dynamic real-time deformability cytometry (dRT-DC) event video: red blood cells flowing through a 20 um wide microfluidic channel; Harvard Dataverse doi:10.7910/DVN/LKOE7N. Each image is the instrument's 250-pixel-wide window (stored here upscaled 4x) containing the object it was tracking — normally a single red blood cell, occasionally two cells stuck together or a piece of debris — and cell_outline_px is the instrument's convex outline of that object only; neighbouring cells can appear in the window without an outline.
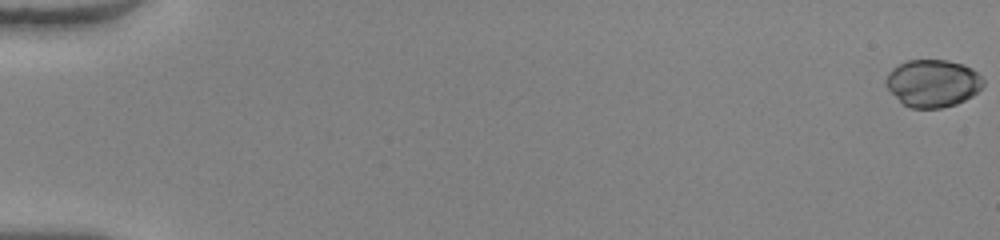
{"species": "human", "species_latin": "Homo sapiens", "temperature_condition": "warm", "stored_images_in_passage": 52, "camera_frame_rate_fps": 3000, "um_per_image_px": 0.085, "donor": {"sex": "female"}, "frame": {"image": 1, "passage_image": 1, "time_ms": 0.0, "image_size_px": [1000, 240], "cell_outline_px": [[984, 84], [972, 96], [956, 104], [940, 108], [912, 108], [904, 104], [884, 84], [884, 80], [888, 72], [892, 68], [908, 60], [948, 60], [964, 64], [972, 68], [984, 80]], "centroid_in_image_um": [79.28, 7.06], "position_along_channel_um": 5.7, "area_um2": 26.82}}
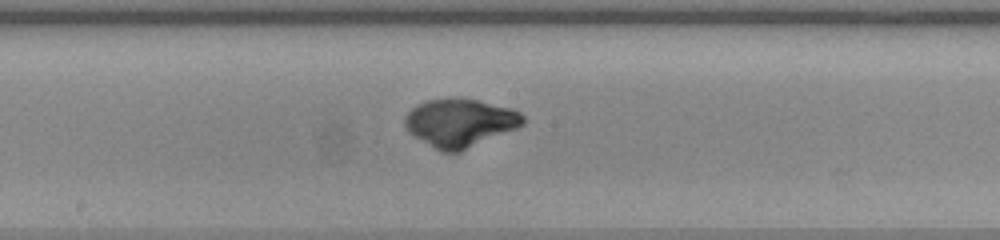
{"frame": {"image": 2, "passage_image": 30, "time_ms": 9.667, "image_size_px": [1000, 240], "cell_outline_px": [[524, 124], [516, 128], [460, 152], [440, 152], [412, 136], [408, 132], [404, 124], [404, 116], [416, 104], [424, 100], [476, 100], [512, 108], [520, 112], [524, 116]], "centroid_in_image_um": [39.06, 10.47], "position_along_channel_um": 209.1, "area_um2": 32.89}}
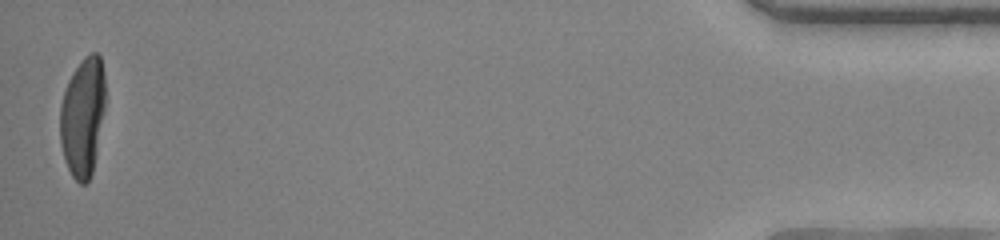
{"frame": {"image": 3, "passage_image": 52, "time_ms": 17.0, "image_size_px": [1000, 240], "cell_outline_px": [[104, 108], [96, 152], [92, 172], [88, 180], [84, 184], [80, 184], [72, 176], [64, 160], [60, 144], [60, 104], [68, 80], [72, 72], [84, 56], [92, 52], [96, 52], [100, 56], [104, 72]], "centroid_in_image_um": [7.01, 9.9], "position_along_channel_um": 428.2, "area_um2": 31.27}, "authors_computed_cell_mechanics": {"area_um2": 31.2698, "velocity_mm_per_s": 4.1141, "shape_relaxation_time_tau1_ms": 3.9089, "shape_relaxation_time_tau2_ms": null, "deformation_change_tau1": 0.2556, "deformation_change_tau2": null}}